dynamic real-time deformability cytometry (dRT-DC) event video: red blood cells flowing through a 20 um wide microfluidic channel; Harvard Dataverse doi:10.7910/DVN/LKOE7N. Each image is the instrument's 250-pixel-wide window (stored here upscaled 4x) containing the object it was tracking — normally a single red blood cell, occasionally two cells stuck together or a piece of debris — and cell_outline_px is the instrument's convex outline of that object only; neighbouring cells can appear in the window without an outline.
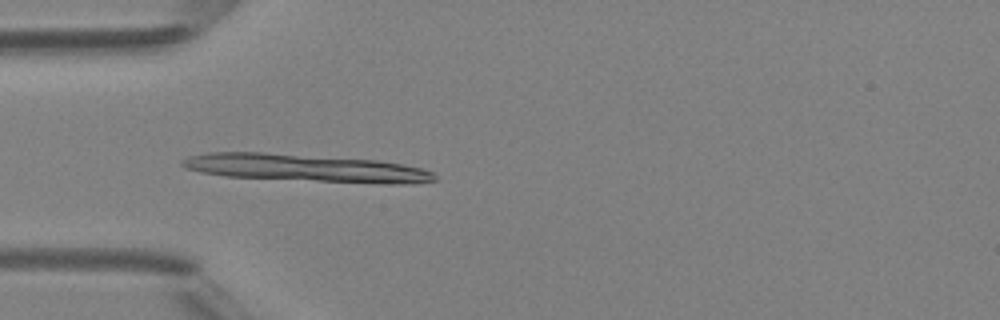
{"species": "Egyptian fruit bat (a non-hibernating species)", "species_latin": "Rousettus aegyptiacus", "temperature_condition": "room temperature", "stored_images_in_passage": 4, "camera_frame_rate_fps": 3000, "um_per_image_px": 0.085, "animal": {"sex": "female"}, "frame": {"image": 1, "passage_image": 4, "time_ms": 3.667, "image_size_px": [1000, 320], "cell_outline_px": [[436, 180], [416, 184], [392, 184], [224, 176], [200, 172], [184, 168], [180, 164], [180, 160], [188, 156], [208, 152], [264, 152], [376, 160], [404, 164], [420, 168], [432, 172], [436, 176]], "centroid_in_image_um": [25.97, 14.27], "position_along_channel_um": 59.0, "area_um2": 40.46}}